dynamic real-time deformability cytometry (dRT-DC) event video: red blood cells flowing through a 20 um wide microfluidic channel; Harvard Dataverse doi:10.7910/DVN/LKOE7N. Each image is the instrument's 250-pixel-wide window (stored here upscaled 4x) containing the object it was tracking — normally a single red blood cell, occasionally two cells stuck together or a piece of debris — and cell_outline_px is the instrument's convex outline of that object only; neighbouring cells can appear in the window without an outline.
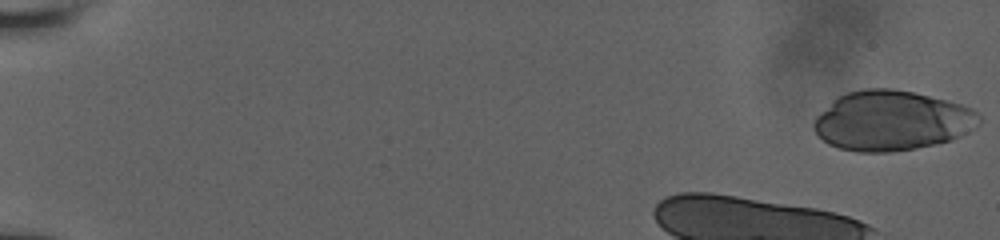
{"species": "human", "species_latin": "Homo sapiens", "temperature_condition": "room temperature", "stored_images_in_passage": 24, "camera_frame_rate_fps": 3000, "um_per_image_px": 0.085, "donor": {"sex": "male"}, "frame": {"image": 1, "passage_image": 1, "time_ms": 0.0, "image_size_px": [1000, 240], "cell_outline_px": [[980, 120], [952, 140], [892, 152], [856, 152], [840, 148], [828, 144], [812, 128], [812, 124], [816, 116], [840, 96], [848, 92], [864, 88], [892, 88], [912, 92], [960, 104], [972, 108], [980, 116]], "centroid_in_image_um": [75.74, 10.25], "position_along_channel_um": 9.3, "area_um2": 56.7}}